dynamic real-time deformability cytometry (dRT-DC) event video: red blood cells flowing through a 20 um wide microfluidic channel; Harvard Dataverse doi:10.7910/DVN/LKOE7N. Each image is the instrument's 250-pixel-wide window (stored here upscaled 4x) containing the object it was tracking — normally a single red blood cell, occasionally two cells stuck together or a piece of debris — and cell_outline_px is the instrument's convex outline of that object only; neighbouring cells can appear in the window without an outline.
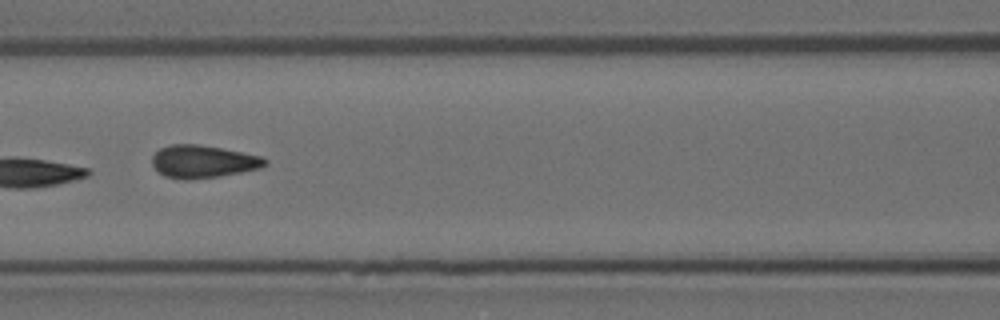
{"species": "Egyptian fruit bat (a non-hibernating species)", "species_latin": "Rousettus aegyptiacus", "temperature_condition": "room temperature", "stored_images_in_passage": 11, "camera_frame_rate_fps": 3000, "um_per_image_px": 0.085, "animal": {"sex": "female"}, "frame": {"image": 1, "passage_image": 7, "time_ms": 2.0, "image_size_px": [1000, 320], "cell_outline_px": [[268, 164], [260, 168], [240, 172], [216, 176], [188, 180], [184, 180], [164, 176], [152, 164], [152, 156], [160, 148], [172, 144], [196, 144], [220, 148], [264, 156], [268, 160]], "centroid_in_image_um": [17.27, 13.73], "position_along_channel_um": 149.3, "area_um2": 21.39}}
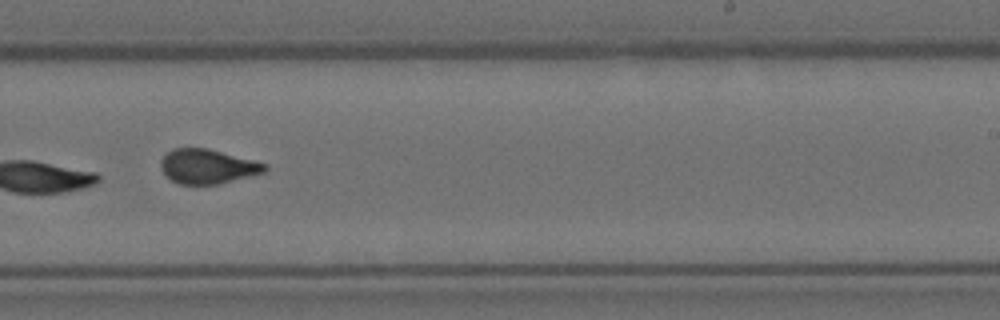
{"frame": {"image": 2, "passage_image": 10, "time_ms": 3.0, "image_size_px": [1000, 320], "cell_outline_px": [[268, 168], [264, 172], [216, 184], [180, 184], [172, 180], [160, 168], [160, 160], [172, 148], [208, 148], [268, 164]], "centroid_in_image_um": [17.63, 14.13], "position_along_channel_um": 271.4, "area_um2": 20.63}}
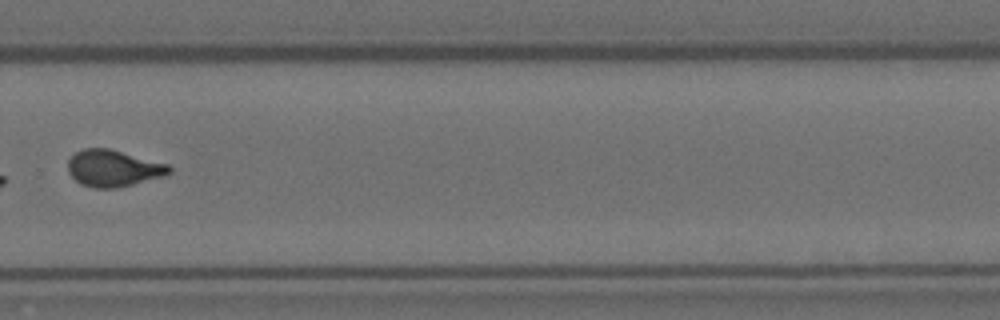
{"frame": {"image": 3, "passage_image": 11, "time_ms": 3.333, "image_size_px": [1000, 320], "cell_outline_px": [[172, 172], [164, 176], [116, 188], [96, 188], [80, 184], [68, 172], [68, 160], [72, 152], [84, 148], [108, 148], [168, 164], [172, 168]], "centroid_in_image_um": [9.6, 14.29], "position_along_channel_um": 320.2, "area_um2": 21.68}}